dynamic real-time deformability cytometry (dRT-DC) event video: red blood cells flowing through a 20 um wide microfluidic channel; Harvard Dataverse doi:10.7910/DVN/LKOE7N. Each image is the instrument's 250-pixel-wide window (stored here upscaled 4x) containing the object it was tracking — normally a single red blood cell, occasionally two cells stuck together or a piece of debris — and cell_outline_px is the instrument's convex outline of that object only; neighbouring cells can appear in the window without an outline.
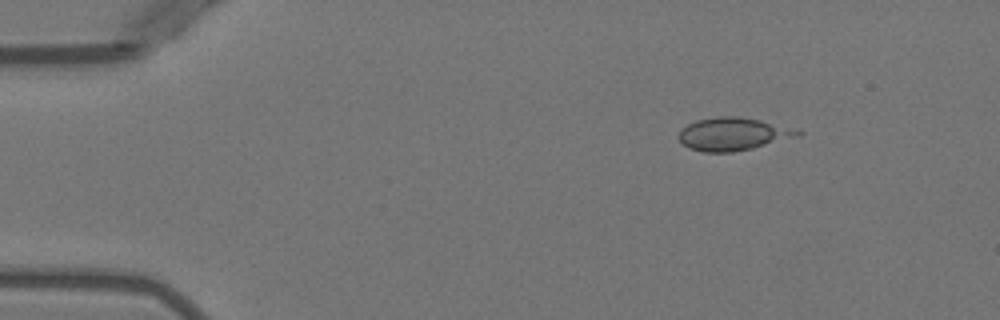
{"species": "Egyptian fruit bat (a non-hibernating species)", "species_latin": "Rousettus aegyptiacus", "temperature_condition": "warm", "stored_images_in_passage": 4, "camera_frame_rate_fps": 3000, "um_per_image_px": 0.085, "animal": {"sex": "female"}, "frame": {"image": 1, "passage_image": 1, "time_ms": 0.0, "image_size_px": [1000, 320], "cell_outline_px": [[804, 132], [800, 136], [752, 148], [732, 152], [704, 152], [688, 148], [676, 136], [688, 124], [696, 120], [716, 116], [740, 116], [760, 120]], "centroid_in_image_um": [62.28, 11.39], "position_along_channel_um": 22.7, "area_um2": 22.6}}